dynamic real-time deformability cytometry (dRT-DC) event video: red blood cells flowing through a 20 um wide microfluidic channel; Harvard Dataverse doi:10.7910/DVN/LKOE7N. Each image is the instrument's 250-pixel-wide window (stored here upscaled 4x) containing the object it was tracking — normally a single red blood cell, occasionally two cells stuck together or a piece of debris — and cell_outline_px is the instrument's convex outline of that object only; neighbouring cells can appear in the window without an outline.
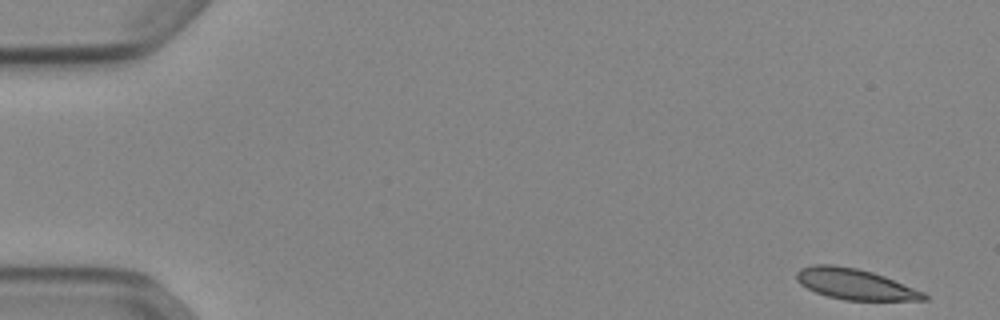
{"species": "Egyptian fruit bat (a non-hibernating species)", "species_latin": "Rousettus aegyptiacus", "temperature_condition": "cold", "stored_images_in_passage": 15, "camera_frame_rate_fps": 3000, "um_per_image_px": 0.085, "animal": {"sex": "female"}, "frame": {"image": 1, "passage_image": 1, "time_ms": 0.0, "image_size_px": [1000, 320], "cell_outline_px": [[928, 300], [844, 300], [828, 296], [816, 292], [800, 284], [796, 280], [796, 272], [800, 268], [816, 264], [832, 264], [856, 268], [872, 272], [884, 276], [924, 292], [928, 296]], "centroid_in_image_um": [72.66, 24.15], "position_along_channel_um": 12.3, "area_um2": 22.72}}